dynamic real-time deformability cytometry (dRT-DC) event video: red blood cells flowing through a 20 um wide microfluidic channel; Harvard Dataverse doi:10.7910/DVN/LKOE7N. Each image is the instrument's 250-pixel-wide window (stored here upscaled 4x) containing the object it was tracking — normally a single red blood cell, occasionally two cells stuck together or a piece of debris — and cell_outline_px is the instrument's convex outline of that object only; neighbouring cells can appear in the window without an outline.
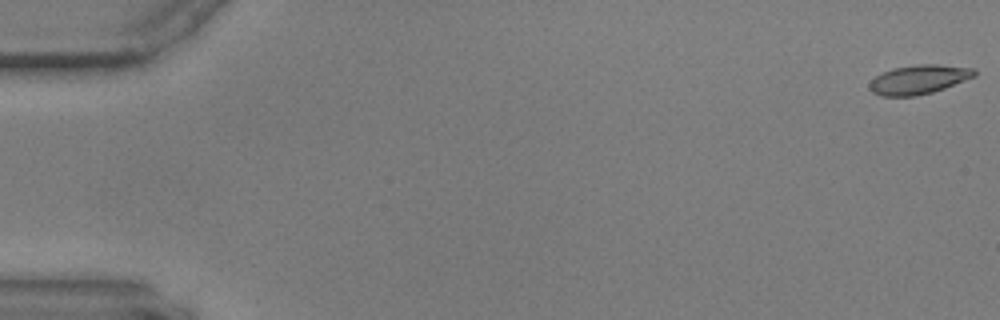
{"species": "common noctule bat (a hibernating species)", "species_latin": "Nyctalus noctula", "temperature_condition": "warm", "stored_images_in_passage": 6, "camera_frame_rate_fps": 3000, "um_per_image_px": 0.085, "animal": {"sex": "male", "body_mass_g": 17.9, "forearm_length_mm": 54.2}, "frame": {"image": 1, "passage_image": 1, "time_ms": 0.0, "image_size_px": [1000, 320], "cell_outline_px": [[976, 76], [944, 88], [932, 92], [916, 96], [880, 96], [872, 92], [868, 88], [868, 84], [876, 76], [892, 68], [916, 64], [936, 64], [976, 68]], "centroid_in_image_um": [78.09, 6.75], "position_along_channel_um": 6.9, "area_um2": 17.92}}